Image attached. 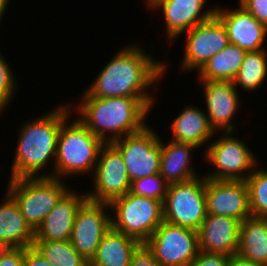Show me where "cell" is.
<instances>
[{"label":"cell","instance_id":"cell-35","mask_svg":"<svg viewBox=\"0 0 267 266\" xmlns=\"http://www.w3.org/2000/svg\"><path fill=\"white\" fill-rule=\"evenodd\" d=\"M0 266H24V248H10L1 258Z\"/></svg>","mask_w":267,"mask_h":266},{"label":"cell","instance_id":"cell-24","mask_svg":"<svg viewBox=\"0 0 267 266\" xmlns=\"http://www.w3.org/2000/svg\"><path fill=\"white\" fill-rule=\"evenodd\" d=\"M237 255L267 266V218L250 216L240 223Z\"/></svg>","mask_w":267,"mask_h":266},{"label":"cell","instance_id":"cell-28","mask_svg":"<svg viewBox=\"0 0 267 266\" xmlns=\"http://www.w3.org/2000/svg\"><path fill=\"white\" fill-rule=\"evenodd\" d=\"M259 166L245 180L249 189L252 216L267 218V169Z\"/></svg>","mask_w":267,"mask_h":266},{"label":"cell","instance_id":"cell-11","mask_svg":"<svg viewBox=\"0 0 267 266\" xmlns=\"http://www.w3.org/2000/svg\"><path fill=\"white\" fill-rule=\"evenodd\" d=\"M93 189L86 193L89 201L110 204L130 190L126 164L121 153L111 144L101 148L93 172Z\"/></svg>","mask_w":267,"mask_h":266},{"label":"cell","instance_id":"cell-18","mask_svg":"<svg viewBox=\"0 0 267 266\" xmlns=\"http://www.w3.org/2000/svg\"><path fill=\"white\" fill-rule=\"evenodd\" d=\"M84 193L81 195L71 188L35 230L34 241L70 240L76 214L88 200Z\"/></svg>","mask_w":267,"mask_h":266},{"label":"cell","instance_id":"cell-27","mask_svg":"<svg viewBox=\"0 0 267 266\" xmlns=\"http://www.w3.org/2000/svg\"><path fill=\"white\" fill-rule=\"evenodd\" d=\"M33 246L52 266H86L89 263L70 240L34 241Z\"/></svg>","mask_w":267,"mask_h":266},{"label":"cell","instance_id":"cell-12","mask_svg":"<svg viewBox=\"0 0 267 266\" xmlns=\"http://www.w3.org/2000/svg\"><path fill=\"white\" fill-rule=\"evenodd\" d=\"M186 46L180 70L197 72L210 58L222 51L229 43L227 31L214 15L185 32Z\"/></svg>","mask_w":267,"mask_h":266},{"label":"cell","instance_id":"cell-30","mask_svg":"<svg viewBox=\"0 0 267 266\" xmlns=\"http://www.w3.org/2000/svg\"><path fill=\"white\" fill-rule=\"evenodd\" d=\"M5 57L0 52V114L6 112L4 109L8 108L16 92L17 81L16 76L9 65L5 61ZM16 86V87H15Z\"/></svg>","mask_w":267,"mask_h":266},{"label":"cell","instance_id":"cell-32","mask_svg":"<svg viewBox=\"0 0 267 266\" xmlns=\"http://www.w3.org/2000/svg\"><path fill=\"white\" fill-rule=\"evenodd\" d=\"M230 256L199 251L189 266H228Z\"/></svg>","mask_w":267,"mask_h":266},{"label":"cell","instance_id":"cell-4","mask_svg":"<svg viewBox=\"0 0 267 266\" xmlns=\"http://www.w3.org/2000/svg\"><path fill=\"white\" fill-rule=\"evenodd\" d=\"M70 120L69 117L61 126L54 161V177L64 180L72 175H93L100 150L105 145L77 117Z\"/></svg>","mask_w":267,"mask_h":266},{"label":"cell","instance_id":"cell-17","mask_svg":"<svg viewBox=\"0 0 267 266\" xmlns=\"http://www.w3.org/2000/svg\"><path fill=\"white\" fill-rule=\"evenodd\" d=\"M222 8L216 6L215 15L226 28L230 44H235L246 51L266 49L263 45L267 38V27L259 22L242 6Z\"/></svg>","mask_w":267,"mask_h":266},{"label":"cell","instance_id":"cell-21","mask_svg":"<svg viewBox=\"0 0 267 266\" xmlns=\"http://www.w3.org/2000/svg\"><path fill=\"white\" fill-rule=\"evenodd\" d=\"M160 140V175L169 184L187 182L202 175H198L191 164L193 160L191 158L194 155L191 153L198 149L197 146L191 143H178L170 139L167 143L162 138Z\"/></svg>","mask_w":267,"mask_h":266},{"label":"cell","instance_id":"cell-29","mask_svg":"<svg viewBox=\"0 0 267 266\" xmlns=\"http://www.w3.org/2000/svg\"><path fill=\"white\" fill-rule=\"evenodd\" d=\"M169 183L161 177L160 173L133 180L129 193L139 197L152 198L164 202Z\"/></svg>","mask_w":267,"mask_h":266},{"label":"cell","instance_id":"cell-34","mask_svg":"<svg viewBox=\"0 0 267 266\" xmlns=\"http://www.w3.org/2000/svg\"><path fill=\"white\" fill-rule=\"evenodd\" d=\"M24 266H52L34 247L24 248Z\"/></svg>","mask_w":267,"mask_h":266},{"label":"cell","instance_id":"cell-16","mask_svg":"<svg viewBox=\"0 0 267 266\" xmlns=\"http://www.w3.org/2000/svg\"><path fill=\"white\" fill-rule=\"evenodd\" d=\"M203 88L206 109L211 128L215 133L236 132V125L232 121L240 110L239 91L232 81H199ZM238 109V110H237Z\"/></svg>","mask_w":267,"mask_h":266},{"label":"cell","instance_id":"cell-37","mask_svg":"<svg viewBox=\"0 0 267 266\" xmlns=\"http://www.w3.org/2000/svg\"><path fill=\"white\" fill-rule=\"evenodd\" d=\"M10 2V0H0V22L2 21V18H4L3 16L6 14Z\"/></svg>","mask_w":267,"mask_h":266},{"label":"cell","instance_id":"cell-38","mask_svg":"<svg viewBox=\"0 0 267 266\" xmlns=\"http://www.w3.org/2000/svg\"><path fill=\"white\" fill-rule=\"evenodd\" d=\"M10 247L2 242H0V260L6 254Z\"/></svg>","mask_w":267,"mask_h":266},{"label":"cell","instance_id":"cell-15","mask_svg":"<svg viewBox=\"0 0 267 266\" xmlns=\"http://www.w3.org/2000/svg\"><path fill=\"white\" fill-rule=\"evenodd\" d=\"M205 196L207 214L228 216L240 222L252 216L246 181L206 178Z\"/></svg>","mask_w":267,"mask_h":266},{"label":"cell","instance_id":"cell-26","mask_svg":"<svg viewBox=\"0 0 267 266\" xmlns=\"http://www.w3.org/2000/svg\"><path fill=\"white\" fill-rule=\"evenodd\" d=\"M267 78V50L247 51L236 77L235 88L253 92L261 88Z\"/></svg>","mask_w":267,"mask_h":266},{"label":"cell","instance_id":"cell-25","mask_svg":"<svg viewBox=\"0 0 267 266\" xmlns=\"http://www.w3.org/2000/svg\"><path fill=\"white\" fill-rule=\"evenodd\" d=\"M246 53L237 45L228 44L197 71L199 81H233Z\"/></svg>","mask_w":267,"mask_h":266},{"label":"cell","instance_id":"cell-31","mask_svg":"<svg viewBox=\"0 0 267 266\" xmlns=\"http://www.w3.org/2000/svg\"><path fill=\"white\" fill-rule=\"evenodd\" d=\"M238 3L267 27V0H239Z\"/></svg>","mask_w":267,"mask_h":266},{"label":"cell","instance_id":"cell-6","mask_svg":"<svg viewBox=\"0 0 267 266\" xmlns=\"http://www.w3.org/2000/svg\"><path fill=\"white\" fill-rule=\"evenodd\" d=\"M112 228L144 244L164 221L163 202L127 192L110 204ZM113 209V210H112Z\"/></svg>","mask_w":267,"mask_h":266},{"label":"cell","instance_id":"cell-8","mask_svg":"<svg viewBox=\"0 0 267 266\" xmlns=\"http://www.w3.org/2000/svg\"><path fill=\"white\" fill-rule=\"evenodd\" d=\"M205 185L203 174L187 182L169 184L163 202L164 221L198 231L207 216Z\"/></svg>","mask_w":267,"mask_h":266},{"label":"cell","instance_id":"cell-14","mask_svg":"<svg viewBox=\"0 0 267 266\" xmlns=\"http://www.w3.org/2000/svg\"><path fill=\"white\" fill-rule=\"evenodd\" d=\"M208 0H147L150 10H161L165 23L166 37L171 41L179 38L194 26L215 15L216 6L204 10ZM206 4V5H205Z\"/></svg>","mask_w":267,"mask_h":266},{"label":"cell","instance_id":"cell-7","mask_svg":"<svg viewBox=\"0 0 267 266\" xmlns=\"http://www.w3.org/2000/svg\"><path fill=\"white\" fill-rule=\"evenodd\" d=\"M233 134L234 132H222V137L207 144L209 146L204 150L203 157L205 163L214 168L204 174L205 178L245 181L258 165V157L250 147L242 138L234 137Z\"/></svg>","mask_w":267,"mask_h":266},{"label":"cell","instance_id":"cell-22","mask_svg":"<svg viewBox=\"0 0 267 266\" xmlns=\"http://www.w3.org/2000/svg\"><path fill=\"white\" fill-rule=\"evenodd\" d=\"M4 196L3 200L0 199V242L10 248L33 246L35 231L23 217L14 199L8 193Z\"/></svg>","mask_w":267,"mask_h":266},{"label":"cell","instance_id":"cell-13","mask_svg":"<svg viewBox=\"0 0 267 266\" xmlns=\"http://www.w3.org/2000/svg\"><path fill=\"white\" fill-rule=\"evenodd\" d=\"M109 211V204L87 200L76 214L70 241L88 262L95 255L103 236L112 227V214Z\"/></svg>","mask_w":267,"mask_h":266},{"label":"cell","instance_id":"cell-19","mask_svg":"<svg viewBox=\"0 0 267 266\" xmlns=\"http://www.w3.org/2000/svg\"><path fill=\"white\" fill-rule=\"evenodd\" d=\"M240 223L228 216L207 214L198 229L199 251L227 256L237 254Z\"/></svg>","mask_w":267,"mask_h":266},{"label":"cell","instance_id":"cell-1","mask_svg":"<svg viewBox=\"0 0 267 266\" xmlns=\"http://www.w3.org/2000/svg\"><path fill=\"white\" fill-rule=\"evenodd\" d=\"M144 50L137 44L118 50L81 97H154L147 91L158 85L169 66Z\"/></svg>","mask_w":267,"mask_h":266},{"label":"cell","instance_id":"cell-10","mask_svg":"<svg viewBox=\"0 0 267 266\" xmlns=\"http://www.w3.org/2000/svg\"><path fill=\"white\" fill-rule=\"evenodd\" d=\"M111 144L121 153L131 182L160 173L161 140L151 125Z\"/></svg>","mask_w":267,"mask_h":266},{"label":"cell","instance_id":"cell-2","mask_svg":"<svg viewBox=\"0 0 267 266\" xmlns=\"http://www.w3.org/2000/svg\"><path fill=\"white\" fill-rule=\"evenodd\" d=\"M156 97H81L70 104L80 120L96 137L111 143L142 130ZM80 101V102H79ZM76 105V107H75ZM75 109H74V108Z\"/></svg>","mask_w":267,"mask_h":266},{"label":"cell","instance_id":"cell-3","mask_svg":"<svg viewBox=\"0 0 267 266\" xmlns=\"http://www.w3.org/2000/svg\"><path fill=\"white\" fill-rule=\"evenodd\" d=\"M70 103L54 107L45 115L20 127L9 180L26 177H54L57 141L62 124L72 114ZM52 170L43 173L51 161ZM42 171V172H41ZM41 173V174H40ZM43 173V174H42Z\"/></svg>","mask_w":267,"mask_h":266},{"label":"cell","instance_id":"cell-20","mask_svg":"<svg viewBox=\"0 0 267 266\" xmlns=\"http://www.w3.org/2000/svg\"><path fill=\"white\" fill-rule=\"evenodd\" d=\"M174 118L170 124L172 141L178 143H191L195 146L207 148L206 142L213 141V136L216 135L211 128L207 114L202 108L187 105L185 108ZM212 139V140H210Z\"/></svg>","mask_w":267,"mask_h":266},{"label":"cell","instance_id":"cell-23","mask_svg":"<svg viewBox=\"0 0 267 266\" xmlns=\"http://www.w3.org/2000/svg\"><path fill=\"white\" fill-rule=\"evenodd\" d=\"M141 245L138 240L111 227L100 241L89 264L92 266H128L132 255Z\"/></svg>","mask_w":267,"mask_h":266},{"label":"cell","instance_id":"cell-9","mask_svg":"<svg viewBox=\"0 0 267 266\" xmlns=\"http://www.w3.org/2000/svg\"><path fill=\"white\" fill-rule=\"evenodd\" d=\"M144 245L161 266H189L199 253L198 231L163 221Z\"/></svg>","mask_w":267,"mask_h":266},{"label":"cell","instance_id":"cell-33","mask_svg":"<svg viewBox=\"0 0 267 266\" xmlns=\"http://www.w3.org/2000/svg\"><path fill=\"white\" fill-rule=\"evenodd\" d=\"M128 266H161L154 255L142 244L132 255Z\"/></svg>","mask_w":267,"mask_h":266},{"label":"cell","instance_id":"cell-36","mask_svg":"<svg viewBox=\"0 0 267 266\" xmlns=\"http://www.w3.org/2000/svg\"><path fill=\"white\" fill-rule=\"evenodd\" d=\"M228 266H261L246 260L237 254L230 256Z\"/></svg>","mask_w":267,"mask_h":266},{"label":"cell","instance_id":"cell-5","mask_svg":"<svg viewBox=\"0 0 267 266\" xmlns=\"http://www.w3.org/2000/svg\"><path fill=\"white\" fill-rule=\"evenodd\" d=\"M8 181L6 192L14 199L34 231L70 190L63 179L55 177H26Z\"/></svg>","mask_w":267,"mask_h":266}]
</instances>
